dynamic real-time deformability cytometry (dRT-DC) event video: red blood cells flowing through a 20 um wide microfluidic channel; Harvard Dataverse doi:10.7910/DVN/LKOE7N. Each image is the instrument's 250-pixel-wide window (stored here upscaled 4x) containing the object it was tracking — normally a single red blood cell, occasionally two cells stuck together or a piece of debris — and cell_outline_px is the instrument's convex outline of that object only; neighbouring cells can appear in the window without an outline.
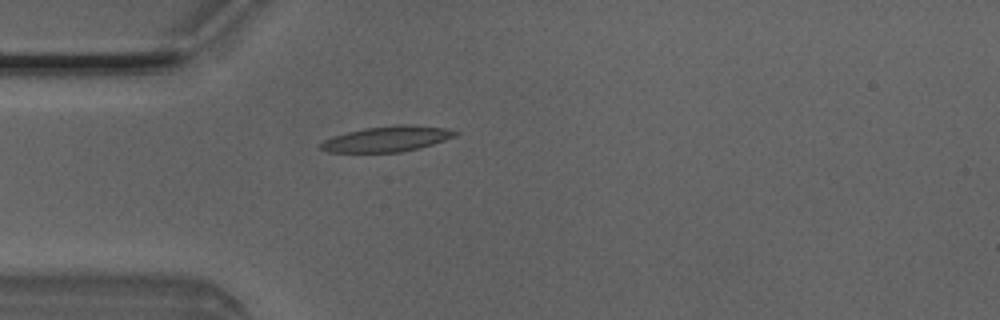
{"species": "Egyptian fruit bat (a non-hibernating species)", "species_latin": "Rousettus aegyptiacus", "temperature_condition": "room temperature", "stored_images_in_passage": 4, "camera_frame_rate_fps": 3000, "um_per_image_px": 0.085, "animal": {"sex": "male"}, "frame": {"image": 1, "passage_image": 4, "time_ms": 1.0, "image_size_px": [1000, 320], "cell_outline_px": [[460, 132], [456, 136], [420, 148], [400, 152], [328, 152], [320, 148], [320, 144], [324, 140], [332, 136], [364, 128], [396, 124], [412, 124], [444, 128]], "centroid_in_image_um": [32.91, 11.8], "position_along_channel_um": 52.1, "area_um2": 20.0}}